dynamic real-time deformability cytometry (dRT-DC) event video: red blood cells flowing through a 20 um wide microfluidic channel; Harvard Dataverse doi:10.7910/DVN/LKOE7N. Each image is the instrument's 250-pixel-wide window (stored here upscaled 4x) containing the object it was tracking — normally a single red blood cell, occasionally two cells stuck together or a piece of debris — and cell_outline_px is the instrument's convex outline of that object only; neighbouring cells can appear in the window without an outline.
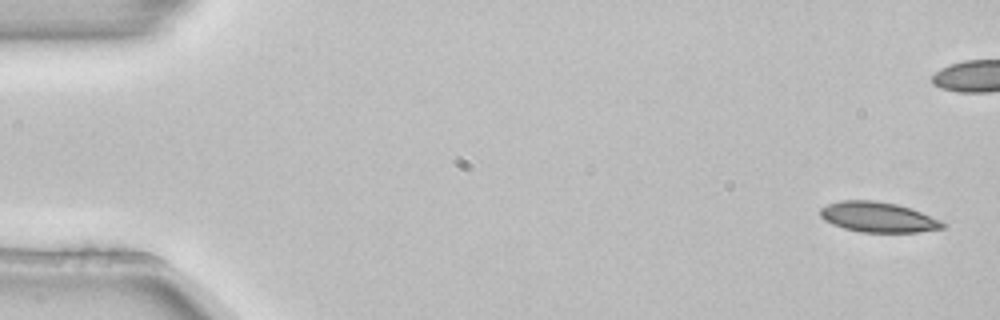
{"species": "common noctule bat (a hibernating species)", "species_latin": "Nyctalus noctula", "temperature_condition": "room temperature", "stored_images_in_passage": 6, "camera_frame_rate_fps": 3000, "um_per_image_px": 0.085, "animal": {"sex": "female", "body_mass_g": 22.7, "forearm_length_mm": 54.2}, "frame": {"image": 1, "passage_image": 1, "time_ms": 0.0, "image_size_px": [1000, 320], "cell_outline_px": [[948, 224], [944, 228], [916, 232], [860, 232], [844, 228], [832, 224], [824, 220], [820, 216], [820, 208], [828, 204], [840, 200], [876, 200], [896, 204], [920, 212], [940, 220]], "centroid_in_image_um": [74.61, 18.45], "position_along_channel_um": 10.4, "area_um2": 21.5}}
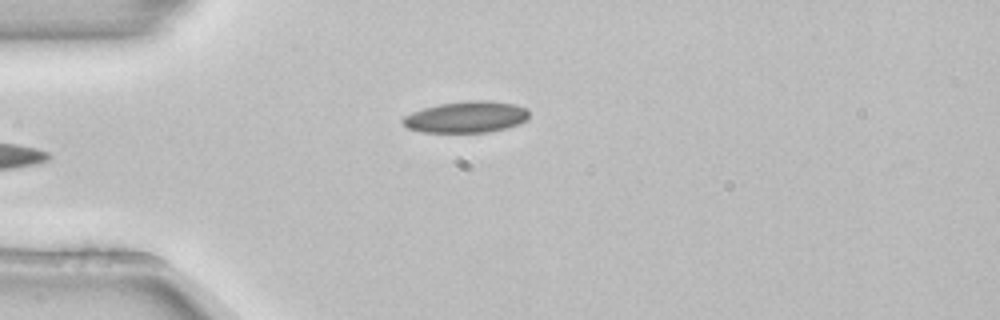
{"frame": {"image": 2, "passage_image": 5, "time_ms": 1.333, "image_size_px": [1000, 320], "cell_outline_px": [[528, 120], [520, 124], [488, 132], [420, 132], [408, 128], [400, 120], [404, 116], [412, 112], [424, 108], [440, 104], [468, 100], [488, 100], [512, 104], [524, 108], [528, 112]], "centroid_in_image_um": [39.61, 9.95], "position_along_channel_um": 45.4, "area_um2": 23.0}}
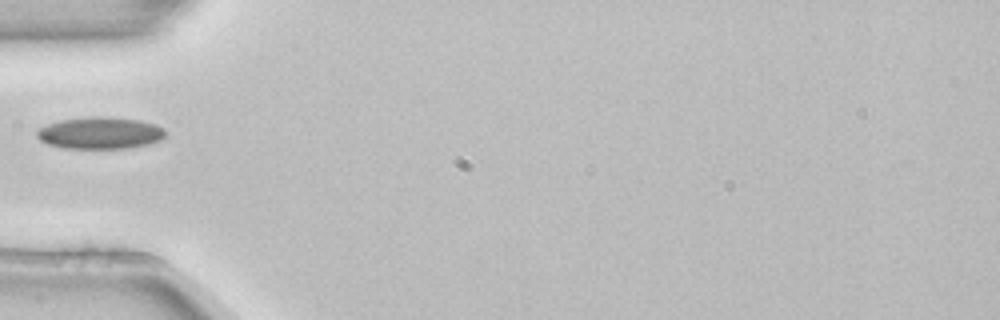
{"frame": {"image": 3, "passage_image": 6, "time_ms": 1.667, "image_size_px": [1000, 320], "cell_outline_px": [[164, 136], [160, 140], [148, 144], [128, 148], [64, 148], [48, 144], [40, 140], [36, 136], [36, 132], [40, 128], [48, 124], [60, 120], [92, 116], [104, 116], [136, 120], [156, 124], [164, 128]], "centroid_in_image_um": [8.49, 11.3], "position_along_channel_um": 76.5, "area_um2": 23.76}}